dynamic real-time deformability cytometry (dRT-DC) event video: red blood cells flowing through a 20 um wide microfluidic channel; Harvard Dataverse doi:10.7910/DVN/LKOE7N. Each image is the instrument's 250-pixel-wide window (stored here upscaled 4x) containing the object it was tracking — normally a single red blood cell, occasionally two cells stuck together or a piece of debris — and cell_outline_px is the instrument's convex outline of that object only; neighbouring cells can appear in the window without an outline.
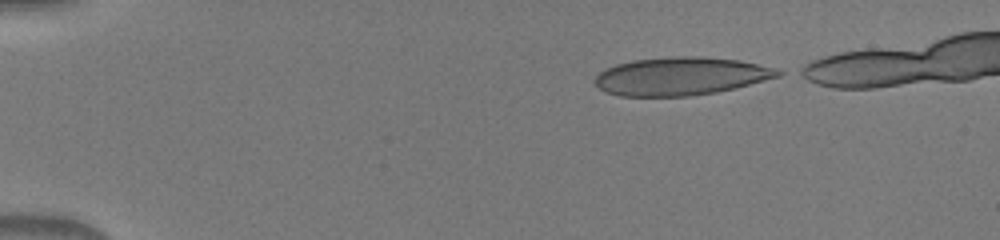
{"species": "human", "species_latin": "Homo sapiens", "temperature_condition": "warm", "stored_images_in_passage": 40, "camera_frame_rate_fps": 3000, "um_per_image_px": 0.085, "donor": {"sex": "male"}, "frame": {"image": 1, "passage_image": 1, "time_ms": 0.0, "image_size_px": [1000, 240], "cell_outline_px": [[784, 72], [780, 76], [736, 88], [716, 92], [688, 96], [620, 96], [604, 92], [596, 84], [596, 76], [600, 72], [616, 64], [632, 60], [668, 56], [704, 56], [740, 60], [772, 68]], "centroid_in_image_um": [57.87, 6.47], "position_along_channel_um": 27.1, "area_um2": 40.58}}
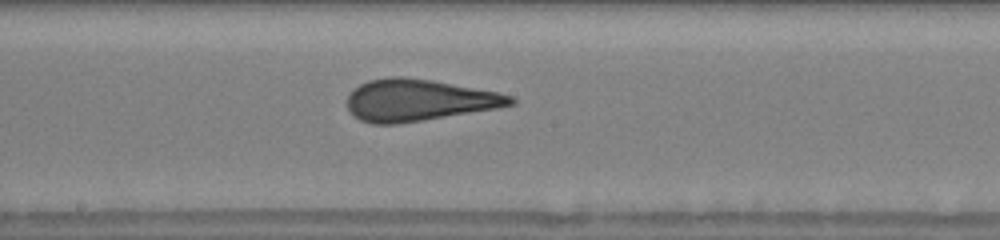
{"frame": {"image": 2, "passage_image": 21, "time_ms": 6.667, "image_size_px": [1000, 240], "cell_outline_px": [[516, 104], [496, 108], [424, 120], [396, 124], [372, 124], [360, 120], [352, 116], [348, 108], [348, 92], [360, 84], [368, 80], [392, 76], [400, 76], [432, 80], [500, 92], [512, 96], [516, 100]], "centroid_in_image_um": [35.57, 8.51], "position_along_channel_um": 212.6, "area_um2": 39.88}}
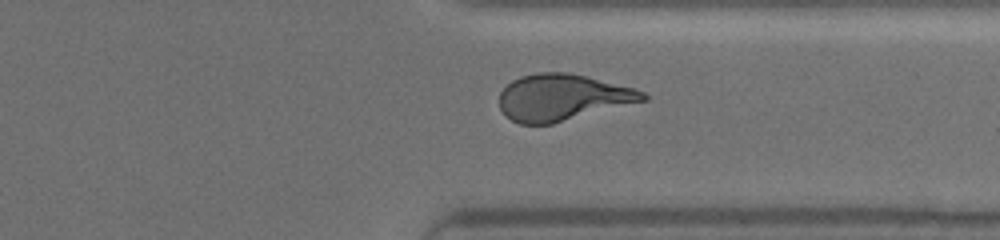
{"frame": {"image": 3, "passage_image": 32, "time_ms": 10.333, "image_size_px": [1000, 240], "cell_outline_px": [[648, 100], [552, 124], [520, 124], [512, 120], [500, 108], [500, 92], [512, 80], [520, 76], [536, 72], [568, 72], [588, 76], [636, 88], [644, 92], [648, 96]], "centroid_in_image_um": [47.85, 8.27], "position_along_channel_um": 363.6, "area_um2": 39.07}}